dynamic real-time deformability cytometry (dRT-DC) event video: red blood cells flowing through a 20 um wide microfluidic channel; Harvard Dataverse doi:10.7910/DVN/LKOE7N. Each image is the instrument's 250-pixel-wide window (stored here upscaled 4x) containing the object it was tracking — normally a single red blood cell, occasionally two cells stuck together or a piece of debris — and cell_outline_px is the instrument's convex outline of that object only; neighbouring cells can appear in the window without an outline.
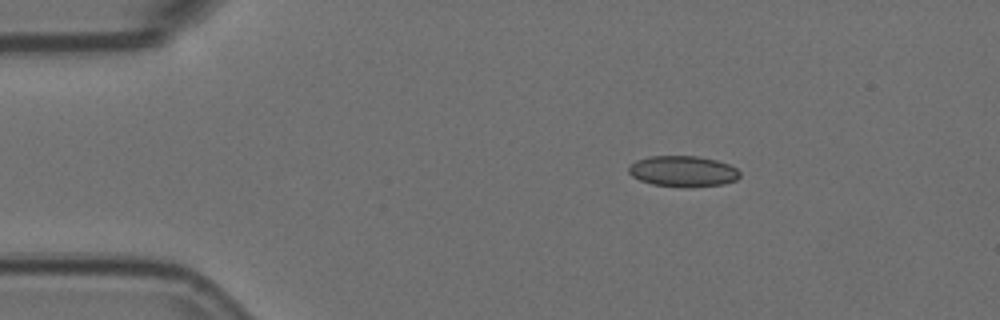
{"species": "Egyptian fruit bat (a non-hibernating species)", "species_latin": "Rousettus aegyptiacus", "temperature_condition": "room temperature", "stored_images_in_passage": 4, "camera_frame_rate_fps": 3000, "um_per_image_px": 0.085, "animal": {"sex": "female"}, "frame": {"image": 1, "passage_image": 2, "time_ms": 0.333, "image_size_px": [1000, 320], "cell_outline_px": [[740, 176], [736, 180], [724, 184], [688, 188], [680, 188], [652, 184], [640, 180], [632, 176], [628, 172], [628, 168], [636, 160], [648, 156], [700, 156], [716, 160], [728, 164], [736, 168], [740, 172]], "centroid_in_image_um": [58.06, 14.57], "position_along_channel_um": 26.9, "area_um2": 20.29}}